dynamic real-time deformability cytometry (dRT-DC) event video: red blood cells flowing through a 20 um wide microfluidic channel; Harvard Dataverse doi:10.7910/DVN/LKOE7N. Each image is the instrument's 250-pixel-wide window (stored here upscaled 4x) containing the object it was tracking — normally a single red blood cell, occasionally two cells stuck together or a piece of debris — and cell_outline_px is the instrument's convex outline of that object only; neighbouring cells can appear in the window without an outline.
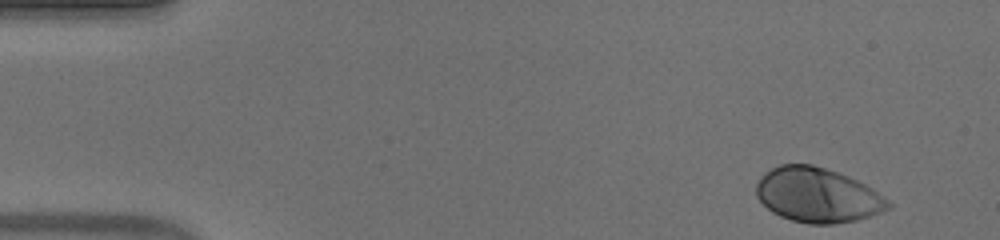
{"species": "human", "species_latin": "Homo sapiens", "temperature_condition": "warm", "stored_images_in_passage": 49, "camera_frame_rate_fps": 3000, "um_per_image_px": 0.085, "donor": {"sex": "male"}, "frame": {"image": 1, "passage_image": 1, "time_ms": 0.0, "image_size_px": [1000, 240], "cell_outline_px": [[892, 208], [856, 220], [832, 224], [808, 224], [792, 220], [780, 216], [772, 212], [756, 196], [756, 184], [760, 176], [764, 172], [780, 164], [812, 164], [848, 176], [872, 188], [888, 200], [892, 204]], "centroid_in_image_um": [69.47, 16.58], "position_along_channel_um": 15.5, "area_um2": 41.91}}
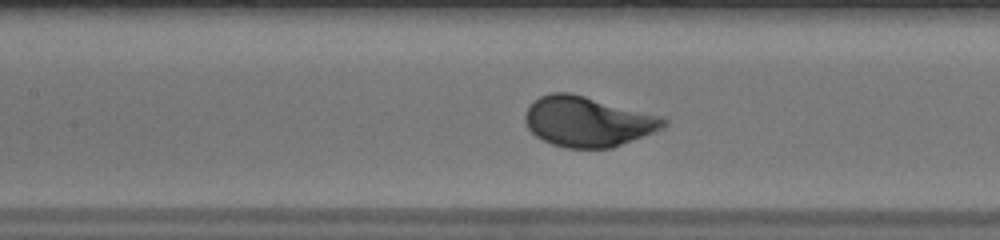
{"frame": {"image": 2, "passage_image": 21, "time_ms": 6.667, "image_size_px": [1000, 240], "cell_outline_px": [[668, 124], [664, 128], [612, 148], [568, 148], [552, 144], [536, 136], [528, 128], [524, 120], [524, 116], [528, 108], [540, 96], [552, 92], [568, 92], [584, 96], [660, 116], [668, 120]], "centroid_in_image_um": [49.96, 10.34], "position_along_channel_um": 157.4, "area_um2": 40.06}}
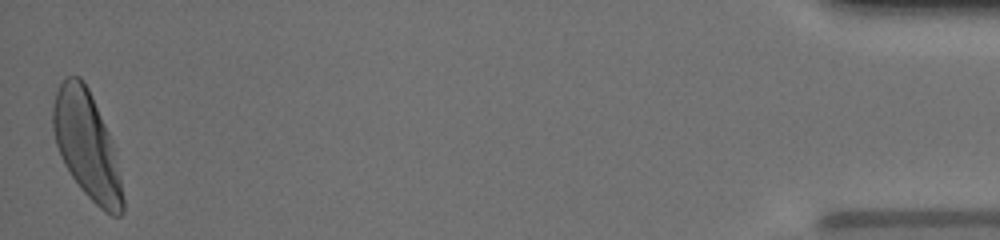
{"frame": {"image": 3, "passage_image": 49, "time_ms": 16.0, "image_size_px": [1000, 240], "cell_outline_px": [[124, 212], [120, 216], [112, 216], [104, 212], [80, 188], [64, 164], [56, 144], [52, 128], [52, 104], [56, 92], [60, 84], [68, 76], [80, 76], [84, 80], [92, 96], [112, 140], [124, 200]], "centroid_in_image_um": [7.37, 12.34], "position_along_channel_um": 427.8, "area_um2": 43.18}, "authors_computed_cell_mechanics": {"area_um2": 40.2288, "velocity_mm_per_s": 3.8756, "shape_relaxation_time_tau1_ms": 2.0239, "shape_relaxation_time_tau2_ms": null, "deformation_change_tau1": 0.1638, "deformation_change_tau2": null}}